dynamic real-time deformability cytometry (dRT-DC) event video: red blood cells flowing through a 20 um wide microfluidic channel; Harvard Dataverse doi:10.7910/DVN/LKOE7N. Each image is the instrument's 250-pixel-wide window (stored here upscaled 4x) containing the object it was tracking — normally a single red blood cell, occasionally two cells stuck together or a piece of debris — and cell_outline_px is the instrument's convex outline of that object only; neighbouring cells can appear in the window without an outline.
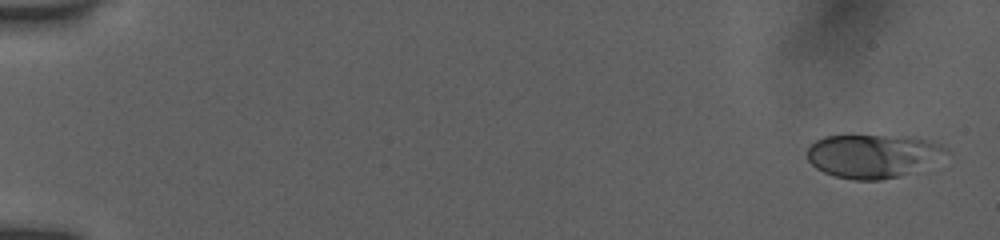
{"species": "human", "species_latin": "Homo sapiens", "temperature_condition": "room temperature", "stored_images_in_passage": 16, "camera_frame_rate_fps": 3000, "um_per_image_px": 0.085, "donor": {"sex": "female"}, "frame": {"image": 1, "passage_image": 1, "time_ms": 0.0, "image_size_px": [1000, 240], "cell_outline_px": [[952, 152], [900, 176], [880, 180], [852, 180], [836, 176], [824, 172], [816, 168], [808, 160], [808, 148], [816, 140], [824, 136], [916, 136], [940, 144], [948, 148]], "centroid_in_image_um": [74.2, 13.24], "position_along_channel_um": 10.8, "area_um2": 34.97}}
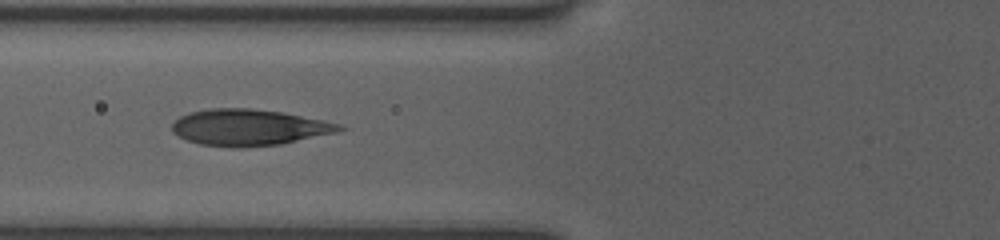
{"frame": {"image": 2, "passage_image": 10, "time_ms": 3.0, "image_size_px": [1000, 240], "cell_outline_px": [[348, 128], [336, 132], [280, 144], [240, 148], [232, 148], [200, 144], [188, 140], [172, 132], [172, 124], [180, 116], [192, 112], [208, 108], [248, 108], [284, 112], [324, 120], [340, 124]], "centroid_in_image_um": [21.17, 10.83], "position_along_channel_um": 104.6, "area_um2": 35.37}}
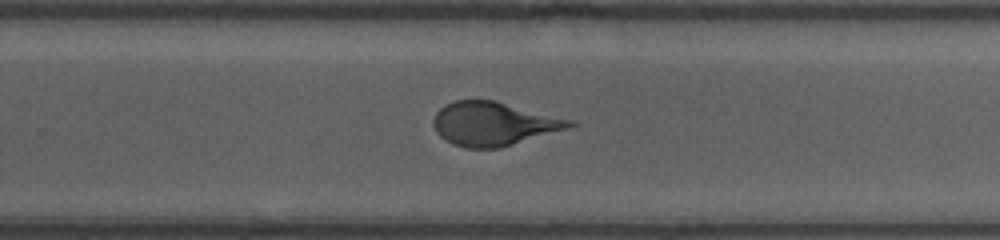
{"frame": {"image": 3, "passage_image": 16, "time_ms": 5.0, "image_size_px": [1000, 240], "cell_outline_px": [[580, 124], [568, 128], [500, 148], [464, 148], [452, 144], [440, 136], [436, 132], [432, 124], [432, 120], [436, 112], [440, 108], [456, 100], [496, 100], [576, 120]], "centroid_in_image_um": [42.0, 10.51], "position_along_channel_um": 287.8, "area_um2": 35.03}}